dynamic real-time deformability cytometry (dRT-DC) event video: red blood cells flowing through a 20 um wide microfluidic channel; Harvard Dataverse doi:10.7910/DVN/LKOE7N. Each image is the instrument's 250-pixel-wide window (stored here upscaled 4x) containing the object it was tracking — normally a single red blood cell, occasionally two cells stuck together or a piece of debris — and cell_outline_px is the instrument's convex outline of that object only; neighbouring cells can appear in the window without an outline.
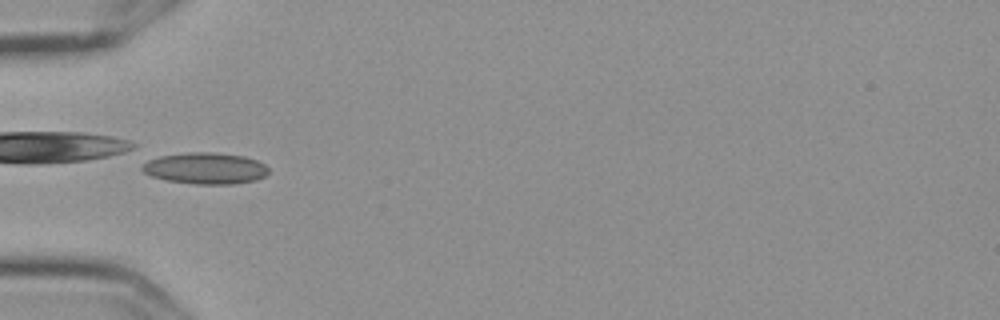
{"species": "Egyptian fruit bat (a non-hibernating species)", "species_latin": "Rousettus aegyptiacus", "temperature_condition": "cold", "stored_images_in_passage": 7, "camera_frame_rate_fps": 3000, "um_per_image_px": 0.085, "frame": {"image": 1, "passage_image": 5, "time_ms": 1.333, "image_size_px": [1000, 320], "cell_outline_px": [[268, 172], [264, 176], [256, 180], [232, 184], [196, 184], [164, 180], [152, 176], [144, 172], [140, 168], [148, 160], [160, 156], [188, 152], [212, 152], [244, 156], [256, 160], [264, 164], [268, 168]], "centroid_in_image_um": [17.45, 14.3], "position_along_channel_um": 67.6, "area_um2": 23.06}}
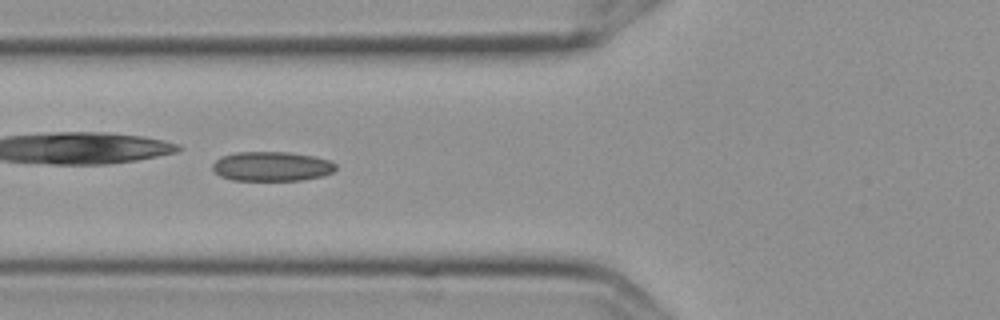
{"frame": {"image": 2, "passage_image": 6, "time_ms": 1.667, "image_size_px": [1000, 320], "cell_outline_px": [[336, 168], [332, 172], [324, 176], [300, 180], [232, 180], [220, 176], [212, 168], [212, 164], [220, 156], [236, 152], [288, 152], [312, 156], [332, 160], [336, 164]], "centroid_in_image_um": [23.1, 14.14], "position_along_channel_um": 102.7, "area_um2": 21.27}}